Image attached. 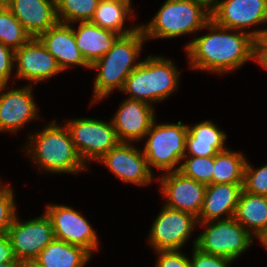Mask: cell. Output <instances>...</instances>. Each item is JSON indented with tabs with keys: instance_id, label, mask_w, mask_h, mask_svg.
Returning <instances> with one entry per match:
<instances>
[{
	"instance_id": "obj_1",
	"label": "cell",
	"mask_w": 267,
	"mask_h": 267,
	"mask_svg": "<svg viewBox=\"0 0 267 267\" xmlns=\"http://www.w3.org/2000/svg\"><path fill=\"white\" fill-rule=\"evenodd\" d=\"M206 27L211 33L197 37L186 46L192 69L227 73L250 59H256L255 38L251 31L231 34L227 32L230 29L213 20Z\"/></svg>"
},
{
	"instance_id": "obj_2",
	"label": "cell",
	"mask_w": 267,
	"mask_h": 267,
	"mask_svg": "<svg viewBox=\"0 0 267 267\" xmlns=\"http://www.w3.org/2000/svg\"><path fill=\"white\" fill-rule=\"evenodd\" d=\"M145 40L147 39L139 27L134 33L120 36L113 47L90 66V69L98 70L93 102L107 97L115 88H123L126 78L140 65V62L134 61Z\"/></svg>"
},
{
	"instance_id": "obj_3",
	"label": "cell",
	"mask_w": 267,
	"mask_h": 267,
	"mask_svg": "<svg viewBox=\"0 0 267 267\" xmlns=\"http://www.w3.org/2000/svg\"><path fill=\"white\" fill-rule=\"evenodd\" d=\"M27 153L44 171L54 173H78L86 170V165L77 153L67 127L53 123L44 130L30 135ZM37 160V161H36Z\"/></svg>"
},
{
	"instance_id": "obj_4",
	"label": "cell",
	"mask_w": 267,
	"mask_h": 267,
	"mask_svg": "<svg viewBox=\"0 0 267 267\" xmlns=\"http://www.w3.org/2000/svg\"><path fill=\"white\" fill-rule=\"evenodd\" d=\"M211 10L193 0H167L147 26L141 25L146 39L175 38L206 28Z\"/></svg>"
},
{
	"instance_id": "obj_5",
	"label": "cell",
	"mask_w": 267,
	"mask_h": 267,
	"mask_svg": "<svg viewBox=\"0 0 267 267\" xmlns=\"http://www.w3.org/2000/svg\"><path fill=\"white\" fill-rule=\"evenodd\" d=\"M153 122L145 137L148 140L145 144L143 153L149 168L151 166L167 172L177 171L174 168L186 154V135L187 125L182 121L177 124H156ZM156 124V125H155Z\"/></svg>"
},
{
	"instance_id": "obj_6",
	"label": "cell",
	"mask_w": 267,
	"mask_h": 267,
	"mask_svg": "<svg viewBox=\"0 0 267 267\" xmlns=\"http://www.w3.org/2000/svg\"><path fill=\"white\" fill-rule=\"evenodd\" d=\"M198 224L207 225L205 231L194 240L193 245L202 252L234 260L252 244L253 237L248 232L249 229H245L234 218Z\"/></svg>"
},
{
	"instance_id": "obj_7",
	"label": "cell",
	"mask_w": 267,
	"mask_h": 267,
	"mask_svg": "<svg viewBox=\"0 0 267 267\" xmlns=\"http://www.w3.org/2000/svg\"><path fill=\"white\" fill-rule=\"evenodd\" d=\"M65 126L77 153L85 164L87 159L99 161L120 143L112 122L80 118L70 120Z\"/></svg>"
},
{
	"instance_id": "obj_8",
	"label": "cell",
	"mask_w": 267,
	"mask_h": 267,
	"mask_svg": "<svg viewBox=\"0 0 267 267\" xmlns=\"http://www.w3.org/2000/svg\"><path fill=\"white\" fill-rule=\"evenodd\" d=\"M15 258L21 262L34 260L54 237L50 218L46 215L20 222L17 214L8 230Z\"/></svg>"
},
{
	"instance_id": "obj_9",
	"label": "cell",
	"mask_w": 267,
	"mask_h": 267,
	"mask_svg": "<svg viewBox=\"0 0 267 267\" xmlns=\"http://www.w3.org/2000/svg\"><path fill=\"white\" fill-rule=\"evenodd\" d=\"M197 223L193 214L164 205L150 230L149 243L156 251L180 250Z\"/></svg>"
},
{
	"instance_id": "obj_10",
	"label": "cell",
	"mask_w": 267,
	"mask_h": 267,
	"mask_svg": "<svg viewBox=\"0 0 267 267\" xmlns=\"http://www.w3.org/2000/svg\"><path fill=\"white\" fill-rule=\"evenodd\" d=\"M46 215L52 222L57 240L83 247L92 254L98 248V240L90 223L69 206L48 205Z\"/></svg>"
},
{
	"instance_id": "obj_11",
	"label": "cell",
	"mask_w": 267,
	"mask_h": 267,
	"mask_svg": "<svg viewBox=\"0 0 267 267\" xmlns=\"http://www.w3.org/2000/svg\"><path fill=\"white\" fill-rule=\"evenodd\" d=\"M163 176L159 181L162 184L161 192L167 198L165 206L188 212L198 218L205 198L206 185L184 176L178 170L166 172Z\"/></svg>"
},
{
	"instance_id": "obj_12",
	"label": "cell",
	"mask_w": 267,
	"mask_h": 267,
	"mask_svg": "<svg viewBox=\"0 0 267 267\" xmlns=\"http://www.w3.org/2000/svg\"><path fill=\"white\" fill-rule=\"evenodd\" d=\"M211 20L230 31L267 22V0H223L211 10Z\"/></svg>"
},
{
	"instance_id": "obj_13",
	"label": "cell",
	"mask_w": 267,
	"mask_h": 267,
	"mask_svg": "<svg viewBox=\"0 0 267 267\" xmlns=\"http://www.w3.org/2000/svg\"><path fill=\"white\" fill-rule=\"evenodd\" d=\"M99 161L124 182L145 185L153 179L144 153L127 142H120Z\"/></svg>"
},
{
	"instance_id": "obj_14",
	"label": "cell",
	"mask_w": 267,
	"mask_h": 267,
	"mask_svg": "<svg viewBox=\"0 0 267 267\" xmlns=\"http://www.w3.org/2000/svg\"><path fill=\"white\" fill-rule=\"evenodd\" d=\"M17 78L38 82L62 72L56 59L48 52L38 37H31L15 50Z\"/></svg>"
},
{
	"instance_id": "obj_15",
	"label": "cell",
	"mask_w": 267,
	"mask_h": 267,
	"mask_svg": "<svg viewBox=\"0 0 267 267\" xmlns=\"http://www.w3.org/2000/svg\"><path fill=\"white\" fill-rule=\"evenodd\" d=\"M152 105L136 100L126 99L115 113L112 123L120 142H135L145 138L155 121Z\"/></svg>"
},
{
	"instance_id": "obj_16",
	"label": "cell",
	"mask_w": 267,
	"mask_h": 267,
	"mask_svg": "<svg viewBox=\"0 0 267 267\" xmlns=\"http://www.w3.org/2000/svg\"><path fill=\"white\" fill-rule=\"evenodd\" d=\"M7 84H0V93ZM31 87L11 89L0 94V131L16 132L37 117Z\"/></svg>"
},
{
	"instance_id": "obj_17",
	"label": "cell",
	"mask_w": 267,
	"mask_h": 267,
	"mask_svg": "<svg viewBox=\"0 0 267 267\" xmlns=\"http://www.w3.org/2000/svg\"><path fill=\"white\" fill-rule=\"evenodd\" d=\"M8 8L31 37H38L59 22L56 0H12Z\"/></svg>"
},
{
	"instance_id": "obj_18",
	"label": "cell",
	"mask_w": 267,
	"mask_h": 267,
	"mask_svg": "<svg viewBox=\"0 0 267 267\" xmlns=\"http://www.w3.org/2000/svg\"><path fill=\"white\" fill-rule=\"evenodd\" d=\"M38 38L56 59L62 71L69 67L70 64L90 69V65L76 45L74 29L70 24L58 22L55 26L40 34Z\"/></svg>"
},
{
	"instance_id": "obj_19",
	"label": "cell",
	"mask_w": 267,
	"mask_h": 267,
	"mask_svg": "<svg viewBox=\"0 0 267 267\" xmlns=\"http://www.w3.org/2000/svg\"><path fill=\"white\" fill-rule=\"evenodd\" d=\"M242 186L229 183L207 185L198 222L220 220L223 214L228 215L226 219L233 218Z\"/></svg>"
},
{
	"instance_id": "obj_20",
	"label": "cell",
	"mask_w": 267,
	"mask_h": 267,
	"mask_svg": "<svg viewBox=\"0 0 267 267\" xmlns=\"http://www.w3.org/2000/svg\"><path fill=\"white\" fill-rule=\"evenodd\" d=\"M74 36L80 53L91 66L113 47L121 35L85 21L80 22L77 31L74 29Z\"/></svg>"
},
{
	"instance_id": "obj_21",
	"label": "cell",
	"mask_w": 267,
	"mask_h": 267,
	"mask_svg": "<svg viewBox=\"0 0 267 267\" xmlns=\"http://www.w3.org/2000/svg\"><path fill=\"white\" fill-rule=\"evenodd\" d=\"M185 150L196 157L215 156L225 151V132L219 130L211 121H203L193 127H187Z\"/></svg>"
},
{
	"instance_id": "obj_22",
	"label": "cell",
	"mask_w": 267,
	"mask_h": 267,
	"mask_svg": "<svg viewBox=\"0 0 267 267\" xmlns=\"http://www.w3.org/2000/svg\"><path fill=\"white\" fill-rule=\"evenodd\" d=\"M233 218L245 229L250 227L248 232L259 239L267 231V196L251 194L242 189Z\"/></svg>"
},
{
	"instance_id": "obj_23",
	"label": "cell",
	"mask_w": 267,
	"mask_h": 267,
	"mask_svg": "<svg viewBox=\"0 0 267 267\" xmlns=\"http://www.w3.org/2000/svg\"><path fill=\"white\" fill-rule=\"evenodd\" d=\"M90 255L83 247L54 239L34 260L44 267H83Z\"/></svg>"
},
{
	"instance_id": "obj_24",
	"label": "cell",
	"mask_w": 267,
	"mask_h": 267,
	"mask_svg": "<svg viewBox=\"0 0 267 267\" xmlns=\"http://www.w3.org/2000/svg\"><path fill=\"white\" fill-rule=\"evenodd\" d=\"M132 13L130 0H100L90 22L121 36L134 33L140 26L132 29H124L126 16L131 17ZM124 29V30H123Z\"/></svg>"
},
{
	"instance_id": "obj_25",
	"label": "cell",
	"mask_w": 267,
	"mask_h": 267,
	"mask_svg": "<svg viewBox=\"0 0 267 267\" xmlns=\"http://www.w3.org/2000/svg\"><path fill=\"white\" fill-rule=\"evenodd\" d=\"M178 69L172 61L151 56L152 102L164 100L178 88Z\"/></svg>"
},
{
	"instance_id": "obj_26",
	"label": "cell",
	"mask_w": 267,
	"mask_h": 267,
	"mask_svg": "<svg viewBox=\"0 0 267 267\" xmlns=\"http://www.w3.org/2000/svg\"><path fill=\"white\" fill-rule=\"evenodd\" d=\"M244 155L228 149L214 156L213 184H243L246 165Z\"/></svg>"
},
{
	"instance_id": "obj_27",
	"label": "cell",
	"mask_w": 267,
	"mask_h": 267,
	"mask_svg": "<svg viewBox=\"0 0 267 267\" xmlns=\"http://www.w3.org/2000/svg\"><path fill=\"white\" fill-rule=\"evenodd\" d=\"M121 91L130 94V99L152 105L151 55L141 61L140 65L126 78Z\"/></svg>"
},
{
	"instance_id": "obj_28",
	"label": "cell",
	"mask_w": 267,
	"mask_h": 267,
	"mask_svg": "<svg viewBox=\"0 0 267 267\" xmlns=\"http://www.w3.org/2000/svg\"><path fill=\"white\" fill-rule=\"evenodd\" d=\"M100 0H56L57 18L60 23L70 24L90 21Z\"/></svg>"
},
{
	"instance_id": "obj_29",
	"label": "cell",
	"mask_w": 267,
	"mask_h": 267,
	"mask_svg": "<svg viewBox=\"0 0 267 267\" xmlns=\"http://www.w3.org/2000/svg\"><path fill=\"white\" fill-rule=\"evenodd\" d=\"M31 35L8 7H0V42L14 51L25 44Z\"/></svg>"
},
{
	"instance_id": "obj_30",
	"label": "cell",
	"mask_w": 267,
	"mask_h": 267,
	"mask_svg": "<svg viewBox=\"0 0 267 267\" xmlns=\"http://www.w3.org/2000/svg\"><path fill=\"white\" fill-rule=\"evenodd\" d=\"M185 158L186 161L178 166L179 172L206 186L213 184L214 156L196 157L185 154L183 159Z\"/></svg>"
},
{
	"instance_id": "obj_31",
	"label": "cell",
	"mask_w": 267,
	"mask_h": 267,
	"mask_svg": "<svg viewBox=\"0 0 267 267\" xmlns=\"http://www.w3.org/2000/svg\"><path fill=\"white\" fill-rule=\"evenodd\" d=\"M242 189L251 194L267 196V165L255 170L246 162Z\"/></svg>"
},
{
	"instance_id": "obj_32",
	"label": "cell",
	"mask_w": 267,
	"mask_h": 267,
	"mask_svg": "<svg viewBox=\"0 0 267 267\" xmlns=\"http://www.w3.org/2000/svg\"><path fill=\"white\" fill-rule=\"evenodd\" d=\"M0 183V234L8 233L15 213L14 192L11 188Z\"/></svg>"
},
{
	"instance_id": "obj_33",
	"label": "cell",
	"mask_w": 267,
	"mask_h": 267,
	"mask_svg": "<svg viewBox=\"0 0 267 267\" xmlns=\"http://www.w3.org/2000/svg\"><path fill=\"white\" fill-rule=\"evenodd\" d=\"M230 258L202 252L194 246L193 257L190 259L192 267H228Z\"/></svg>"
},
{
	"instance_id": "obj_34",
	"label": "cell",
	"mask_w": 267,
	"mask_h": 267,
	"mask_svg": "<svg viewBox=\"0 0 267 267\" xmlns=\"http://www.w3.org/2000/svg\"><path fill=\"white\" fill-rule=\"evenodd\" d=\"M156 267H192L190 259L184 256L180 250H161Z\"/></svg>"
},
{
	"instance_id": "obj_35",
	"label": "cell",
	"mask_w": 267,
	"mask_h": 267,
	"mask_svg": "<svg viewBox=\"0 0 267 267\" xmlns=\"http://www.w3.org/2000/svg\"><path fill=\"white\" fill-rule=\"evenodd\" d=\"M15 51L0 42V84H7L12 72Z\"/></svg>"
},
{
	"instance_id": "obj_36",
	"label": "cell",
	"mask_w": 267,
	"mask_h": 267,
	"mask_svg": "<svg viewBox=\"0 0 267 267\" xmlns=\"http://www.w3.org/2000/svg\"><path fill=\"white\" fill-rule=\"evenodd\" d=\"M9 261H20L15 258L12 244L7 233L0 234V264Z\"/></svg>"
},
{
	"instance_id": "obj_37",
	"label": "cell",
	"mask_w": 267,
	"mask_h": 267,
	"mask_svg": "<svg viewBox=\"0 0 267 267\" xmlns=\"http://www.w3.org/2000/svg\"><path fill=\"white\" fill-rule=\"evenodd\" d=\"M251 35L255 38L256 54H267V29L253 30Z\"/></svg>"
},
{
	"instance_id": "obj_38",
	"label": "cell",
	"mask_w": 267,
	"mask_h": 267,
	"mask_svg": "<svg viewBox=\"0 0 267 267\" xmlns=\"http://www.w3.org/2000/svg\"><path fill=\"white\" fill-rule=\"evenodd\" d=\"M259 62V65H261V67H264V69L267 70V54H256V59L255 61Z\"/></svg>"
},
{
	"instance_id": "obj_39",
	"label": "cell",
	"mask_w": 267,
	"mask_h": 267,
	"mask_svg": "<svg viewBox=\"0 0 267 267\" xmlns=\"http://www.w3.org/2000/svg\"><path fill=\"white\" fill-rule=\"evenodd\" d=\"M204 4L207 8L212 10L219 0H193Z\"/></svg>"
},
{
	"instance_id": "obj_40",
	"label": "cell",
	"mask_w": 267,
	"mask_h": 267,
	"mask_svg": "<svg viewBox=\"0 0 267 267\" xmlns=\"http://www.w3.org/2000/svg\"><path fill=\"white\" fill-rule=\"evenodd\" d=\"M0 267H23V262H21V261H9V262L0 264Z\"/></svg>"
},
{
	"instance_id": "obj_41",
	"label": "cell",
	"mask_w": 267,
	"mask_h": 267,
	"mask_svg": "<svg viewBox=\"0 0 267 267\" xmlns=\"http://www.w3.org/2000/svg\"><path fill=\"white\" fill-rule=\"evenodd\" d=\"M23 267H44L38 264L35 260H30L23 263Z\"/></svg>"
},
{
	"instance_id": "obj_42",
	"label": "cell",
	"mask_w": 267,
	"mask_h": 267,
	"mask_svg": "<svg viewBox=\"0 0 267 267\" xmlns=\"http://www.w3.org/2000/svg\"><path fill=\"white\" fill-rule=\"evenodd\" d=\"M259 240L267 250V231L259 238Z\"/></svg>"
},
{
	"instance_id": "obj_43",
	"label": "cell",
	"mask_w": 267,
	"mask_h": 267,
	"mask_svg": "<svg viewBox=\"0 0 267 267\" xmlns=\"http://www.w3.org/2000/svg\"><path fill=\"white\" fill-rule=\"evenodd\" d=\"M12 0H0V7H8Z\"/></svg>"
}]
</instances>
